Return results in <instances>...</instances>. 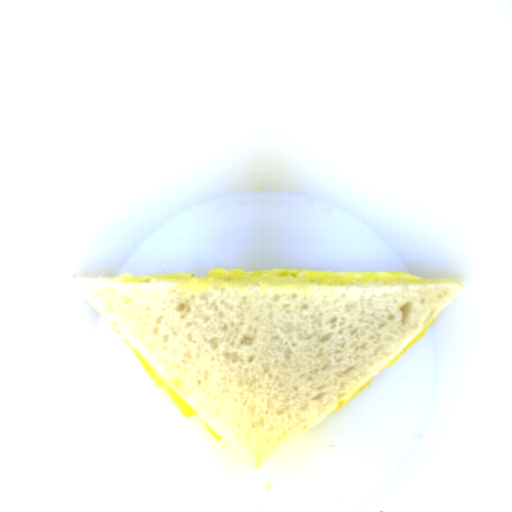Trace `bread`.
Returning <instances> with one entry per match:
<instances>
[{
	"mask_svg": "<svg viewBox=\"0 0 512 512\" xmlns=\"http://www.w3.org/2000/svg\"><path fill=\"white\" fill-rule=\"evenodd\" d=\"M70 282L256 467L313 429L465 290L424 277Z\"/></svg>",
	"mask_w": 512,
	"mask_h": 512,
	"instance_id": "obj_1",
	"label": "bread"
}]
</instances>
